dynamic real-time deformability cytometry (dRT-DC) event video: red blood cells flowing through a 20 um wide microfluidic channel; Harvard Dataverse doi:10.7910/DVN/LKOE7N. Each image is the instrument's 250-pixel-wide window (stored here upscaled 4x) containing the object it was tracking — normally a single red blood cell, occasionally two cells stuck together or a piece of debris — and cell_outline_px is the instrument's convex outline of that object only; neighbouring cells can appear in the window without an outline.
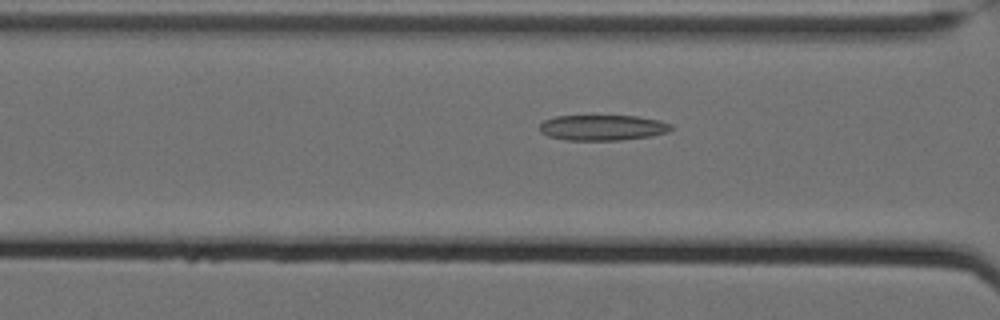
{"species": "Egyptian fruit bat (a non-hibernating species)", "species_latin": "Rousettus aegyptiacus", "temperature_condition": "cold", "stored_images_in_passage": 25, "camera_frame_rate_fps": 3000, "um_per_image_px": 0.085, "animal": {"sex": "female"}, "frame": {"image": 1, "passage_image": 22, "time_ms": 7.0, "image_size_px": [1000, 320], "cell_outline_px": [[672, 128], [668, 132], [652, 136], [620, 140], [564, 140], [548, 136], [540, 132], [540, 124], [544, 120], [556, 116], [636, 116], [660, 120], [672, 124]], "centroid_in_image_um": [51.23, 10.85], "position_along_channel_um": 115.4, "area_um2": 19.65}}